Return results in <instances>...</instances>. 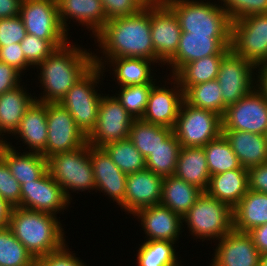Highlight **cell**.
I'll return each mask as SVG.
<instances>
[{
    "label": "cell",
    "mask_w": 267,
    "mask_h": 266,
    "mask_svg": "<svg viewBox=\"0 0 267 266\" xmlns=\"http://www.w3.org/2000/svg\"><path fill=\"white\" fill-rule=\"evenodd\" d=\"M20 17L27 34L41 39H68L59 19L57 0H22Z\"/></svg>",
    "instance_id": "5bb4252c"
},
{
    "label": "cell",
    "mask_w": 267,
    "mask_h": 266,
    "mask_svg": "<svg viewBox=\"0 0 267 266\" xmlns=\"http://www.w3.org/2000/svg\"><path fill=\"white\" fill-rule=\"evenodd\" d=\"M211 266H259L260 252L251 236L232 229L219 240Z\"/></svg>",
    "instance_id": "d6986e66"
},
{
    "label": "cell",
    "mask_w": 267,
    "mask_h": 266,
    "mask_svg": "<svg viewBox=\"0 0 267 266\" xmlns=\"http://www.w3.org/2000/svg\"><path fill=\"white\" fill-rule=\"evenodd\" d=\"M108 20L131 16L143 7L136 0H101Z\"/></svg>",
    "instance_id": "bcb514c9"
},
{
    "label": "cell",
    "mask_w": 267,
    "mask_h": 266,
    "mask_svg": "<svg viewBox=\"0 0 267 266\" xmlns=\"http://www.w3.org/2000/svg\"><path fill=\"white\" fill-rule=\"evenodd\" d=\"M47 142L41 154L47 159L69 152L87 143V136L60 103H47Z\"/></svg>",
    "instance_id": "30bf717a"
},
{
    "label": "cell",
    "mask_w": 267,
    "mask_h": 266,
    "mask_svg": "<svg viewBox=\"0 0 267 266\" xmlns=\"http://www.w3.org/2000/svg\"><path fill=\"white\" fill-rule=\"evenodd\" d=\"M143 8H150L164 3L165 0H136Z\"/></svg>",
    "instance_id": "9f6ffc18"
},
{
    "label": "cell",
    "mask_w": 267,
    "mask_h": 266,
    "mask_svg": "<svg viewBox=\"0 0 267 266\" xmlns=\"http://www.w3.org/2000/svg\"><path fill=\"white\" fill-rule=\"evenodd\" d=\"M256 67H258L259 69V74L257 79V83L256 84V88H258L262 93L263 95L267 98V62L266 63H262V64H259L257 65Z\"/></svg>",
    "instance_id": "11a10c76"
},
{
    "label": "cell",
    "mask_w": 267,
    "mask_h": 266,
    "mask_svg": "<svg viewBox=\"0 0 267 266\" xmlns=\"http://www.w3.org/2000/svg\"><path fill=\"white\" fill-rule=\"evenodd\" d=\"M163 179L147 168L127 174L124 210L134 214L139 209L160 204Z\"/></svg>",
    "instance_id": "ac0fdd59"
},
{
    "label": "cell",
    "mask_w": 267,
    "mask_h": 266,
    "mask_svg": "<svg viewBox=\"0 0 267 266\" xmlns=\"http://www.w3.org/2000/svg\"><path fill=\"white\" fill-rule=\"evenodd\" d=\"M248 183L250 190L267 193V163L248 169Z\"/></svg>",
    "instance_id": "f907efd6"
},
{
    "label": "cell",
    "mask_w": 267,
    "mask_h": 266,
    "mask_svg": "<svg viewBox=\"0 0 267 266\" xmlns=\"http://www.w3.org/2000/svg\"><path fill=\"white\" fill-rule=\"evenodd\" d=\"M61 186L48 170L37 180L21 185L18 207L56 215L70 203Z\"/></svg>",
    "instance_id": "2e32d148"
},
{
    "label": "cell",
    "mask_w": 267,
    "mask_h": 266,
    "mask_svg": "<svg viewBox=\"0 0 267 266\" xmlns=\"http://www.w3.org/2000/svg\"><path fill=\"white\" fill-rule=\"evenodd\" d=\"M222 130H238L265 135L267 132V98L257 88L227 107Z\"/></svg>",
    "instance_id": "7c38bea8"
},
{
    "label": "cell",
    "mask_w": 267,
    "mask_h": 266,
    "mask_svg": "<svg viewBox=\"0 0 267 266\" xmlns=\"http://www.w3.org/2000/svg\"><path fill=\"white\" fill-rule=\"evenodd\" d=\"M20 74L14 67L0 61V95L20 85Z\"/></svg>",
    "instance_id": "681fc988"
},
{
    "label": "cell",
    "mask_w": 267,
    "mask_h": 266,
    "mask_svg": "<svg viewBox=\"0 0 267 266\" xmlns=\"http://www.w3.org/2000/svg\"><path fill=\"white\" fill-rule=\"evenodd\" d=\"M174 175L206 192L211 175L204 147H181Z\"/></svg>",
    "instance_id": "4316f807"
},
{
    "label": "cell",
    "mask_w": 267,
    "mask_h": 266,
    "mask_svg": "<svg viewBox=\"0 0 267 266\" xmlns=\"http://www.w3.org/2000/svg\"><path fill=\"white\" fill-rule=\"evenodd\" d=\"M179 20L182 32L230 37L231 19L222 6L194 0H165Z\"/></svg>",
    "instance_id": "277c9868"
},
{
    "label": "cell",
    "mask_w": 267,
    "mask_h": 266,
    "mask_svg": "<svg viewBox=\"0 0 267 266\" xmlns=\"http://www.w3.org/2000/svg\"><path fill=\"white\" fill-rule=\"evenodd\" d=\"M0 61L14 67L20 73L23 72L22 70H26L27 67L31 66L26 61L20 43H12L0 47Z\"/></svg>",
    "instance_id": "c3c4849f"
},
{
    "label": "cell",
    "mask_w": 267,
    "mask_h": 266,
    "mask_svg": "<svg viewBox=\"0 0 267 266\" xmlns=\"http://www.w3.org/2000/svg\"><path fill=\"white\" fill-rule=\"evenodd\" d=\"M181 145L172 132L146 158V168L163 178L175 174Z\"/></svg>",
    "instance_id": "836d02e7"
},
{
    "label": "cell",
    "mask_w": 267,
    "mask_h": 266,
    "mask_svg": "<svg viewBox=\"0 0 267 266\" xmlns=\"http://www.w3.org/2000/svg\"><path fill=\"white\" fill-rule=\"evenodd\" d=\"M90 160L96 189L104 191L123 209L127 174L115 165L103 148L90 145Z\"/></svg>",
    "instance_id": "ffe728a7"
},
{
    "label": "cell",
    "mask_w": 267,
    "mask_h": 266,
    "mask_svg": "<svg viewBox=\"0 0 267 266\" xmlns=\"http://www.w3.org/2000/svg\"><path fill=\"white\" fill-rule=\"evenodd\" d=\"M100 58L94 55V66L73 85L59 102L68 110L86 136L96 126L101 103L102 96L95 91V84L98 83L100 75L104 72L102 70L105 68L104 62L101 61L102 56Z\"/></svg>",
    "instance_id": "5b68a950"
},
{
    "label": "cell",
    "mask_w": 267,
    "mask_h": 266,
    "mask_svg": "<svg viewBox=\"0 0 267 266\" xmlns=\"http://www.w3.org/2000/svg\"><path fill=\"white\" fill-rule=\"evenodd\" d=\"M61 225L54 214L13 207L9 228L37 260L65 245Z\"/></svg>",
    "instance_id": "3957f363"
},
{
    "label": "cell",
    "mask_w": 267,
    "mask_h": 266,
    "mask_svg": "<svg viewBox=\"0 0 267 266\" xmlns=\"http://www.w3.org/2000/svg\"><path fill=\"white\" fill-rule=\"evenodd\" d=\"M0 196L13 207L20 205L21 185L0 157Z\"/></svg>",
    "instance_id": "ee69618b"
},
{
    "label": "cell",
    "mask_w": 267,
    "mask_h": 266,
    "mask_svg": "<svg viewBox=\"0 0 267 266\" xmlns=\"http://www.w3.org/2000/svg\"><path fill=\"white\" fill-rule=\"evenodd\" d=\"M115 165L125 174L135 173L146 168V158L129 138L110 142L102 147Z\"/></svg>",
    "instance_id": "8d00e7d4"
},
{
    "label": "cell",
    "mask_w": 267,
    "mask_h": 266,
    "mask_svg": "<svg viewBox=\"0 0 267 266\" xmlns=\"http://www.w3.org/2000/svg\"><path fill=\"white\" fill-rule=\"evenodd\" d=\"M34 101L35 97L33 99L20 85L0 95V136L7 132L13 134L18 129L26 110ZM2 142L3 138L0 139Z\"/></svg>",
    "instance_id": "f546056e"
},
{
    "label": "cell",
    "mask_w": 267,
    "mask_h": 266,
    "mask_svg": "<svg viewBox=\"0 0 267 266\" xmlns=\"http://www.w3.org/2000/svg\"><path fill=\"white\" fill-rule=\"evenodd\" d=\"M66 248V244L36 260V266H86Z\"/></svg>",
    "instance_id": "7dc6e473"
},
{
    "label": "cell",
    "mask_w": 267,
    "mask_h": 266,
    "mask_svg": "<svg viewBox=\"0 0 267 266\" xmlns=\"http://www.w3.org/2000/svg\"><path fill=\"white\" fill-rule=\"evenodd\" d=\"M150 25L155 62L160 61L166 64L176 54L179 45L182 33L179 20L164 2L150 7Z\"/></svg>",
    "instance_id": "9a60e30c"
},
{
    "label": "cell",
    "mask_w": 267,
    "mask_h": 266,
    "mask_svg": "<svg viewBox=\"0 0 267 266\" xmlns=\"http://www.w3.org/2000/svg\"><path fill=\"white\" fill-rule=\"evenodd\" d=\"M26 35V28L20 15L0 19V47L20 43Z\"/></svg>",
    "instance_id": "f6af8a7d"
},
{
    "label": "cell",
    "mask_w": 267,
    "mask_h": 266,
    "mask_svg": "<svg viewBox=\"0 0 267 266\" xmlns=\"http://www.w3.org/2000/svg\"><path fill=\"white\" fill-rule=\"evenodd\" d=\"M222 117L210 110L193 107L184 100L173 132L181 147H204L222 134Z\"/></svg>",
    "instance_id": "ba28073f"
},
{
    "label": "cell",
    "mask_w": 267,
    "mask_h": 266,
    "mask_svg": "<svg viewBox=\"0 0 267 266\" xmlns=\"http://www.w3.org/2000/svg\"><path fill=\"white\" fill-rule=\"evenodd\" d=\"M230 50V37L182 32L176 54L167 62L174 76L185 64L211 55H225Z\"/></svg>",
    "instance_id": "e0dca14e"
},
{
    "label": "cell",
    "mask_w": 267,
    "mask_h": 266,
    "mask_svg": "<svg viewBox=\"0 0 267 266\" xmlns=\"http://www.w3.org/2000/svg\"><path fill=\"white\" fill-rule=\"evenodd\" d=\"M259 266H267V253L260 254Z\"/></svg>",
    "instance_id": "6f0895ef"
},
{
    "label": "cell",
    "mask_w": 267,
    "mask_h": 266,
    "mask_svg": "<svg viewBox=\"0 0 267 266\" xmlns=\"http://www.w3.org/2000/svg\"><path fill=\"white\" fill-rule=\"evenodd\" d=\"M173 129L162 125L148 123L142 119H134L129 131V139L139 152L147 158L153 150L164 141Z\"/></svg>",
    "instance_id": "e575fe53"
},
{
    "label": "cell",
    "mask_w": 267,
    "mask_h": 266,
    "mask_svg": "<svg viewBox=\"0 0 267 266\" xmlns=\"http://www.w3.org/2000/svg\"><path fill=\"white\" fill-rule=\"evenodd\" d=\"M240 165L246 169L267 163V140L262 134L222 130Z\"/></svg>",
    "instance_id": "cb8c5ba5"
},
{
    "label": "cell",
    "mask_w": 267,
    "mask_h": 266,
    "mask_svg": "<svg viewBox=\"0 0 267 266\" xmlns=\"http://www.w3.org/2000/svg\"><path fill=\"white\" fill-rule=\"evenodd\" d=\"M248 234L260 254L267 253V223L250 230Z\"/></svg>",
    "instance_id": "816d5d0a"
},
{
    "label": "cell",
    "mask_w": 267,
    "mask_h": 266,
    "mask_svg": "<svg viewBox=\"0 0 267 266\" xmlns=\"http://www.w3.org/2000/svg\"><path fill=\"white\" fill-rule=\"evenodd\" d=\"M0 266H36V260L9 227L0 229Z\"/></svg>",
    "instance_id": "f35d334b"
},
{
    "label": "cell",
    "mask_w": 267,
    "mask_h": 266,
    "mask_svg": "<svg viewBox=\"0 0 267 266\" xmlns=\"http://www.w3.org/2000/svg\"><path fill=\"white\" fill-rule=\"evenodd\" d=\"M211 176L241 167L237 156L223 134L204 146Z\"/></svg>",
    "instance_id": "74e56055"
},
{
    "label": "cell",
    "mask_w": 267,
    "mask_h": 266,
    "mask_svg": "<svg viewBox=\"0 0 267 266\" xmlns=\"http://www.w3.org/2000/svg\"><path fill=\"white\" fill-rule=\"evenodd\" d=\"M111 59V60H110ZM153 60L135 58V57H120L109 58V62L113 64L114 73L118 84L122 87L130 85L155 84L151 76V62Z\"/></svg>",
    "instance_id": "d6a6232c"
},
{
    "label": "cell",
    "mask_w": 267,
    "mask_h": 266,
    "mask_svg": "<svg viewBox=\"0 0 267 266\" xmlns=\"http://www.w3.org/2000/svg\"><path fill=\"white\" fill-rule=\"evenodd\" d=\"M223 9L232 21L248 15L266 14L267 0H221Z\"/></svg>",
    "instance_id": "7bdbcfd3"
},
{
    "label": "cell",
    "mask_w": 267,
    "mask_h": 266,
    "mask_svg": "<svg viewBox=\"0 0 267 266\" xmlns=\"http://www.w3.org/2000/svg\"><path fill=\"white\" fill-rule=\"evenodd\" d=\"M141 219L142 228L149 240L175 242L181 230L182 217L162 204L145 207L133 216Z\"/></svg>",
    "instance_id": "7402d4cb"
},
{
    "label": "cell",
    "mask_w": 267,
    "mask_h": 266,
    "mask_svg": "<svg viewBox=\"0 0 267 266\" xmlns=\"http://www.w3.org/2000/svg\"><path fill=\"white\" fill-rule=\"evenodd\" d=\"M180 87L183 89V99L187 104L210 110L221 117L224 116L227 107L222 100V91L216 79L193 86Z\"/></svg>",
    "instance_id": "1f68e13d"
},
{
    "label": "cell",
    "mask_w": 267,
    "mask_h": 266,
    "mask_svg": "<svg viewBox=\"0 0 267 266\" xmlns=\"http://www.w3.org/2000/svg\"><path fill=\"white\" fill-rule=\"evenodd\" d=\"M201 194L202 191L196 186L175 175H171L163 179L160 204L183 218Z\"/></svg>",
    "instance_id": "4dcf8cb0"
},
{
    "label": "cell",
    "mask_w": 267,
    "mask_h": 266,
    "mask_svg": "<svg viewBox=\"0 0 267 266\" xmlns=\"http://www.w3.org/2000/svg\"><path fill=\"white\" fill-rule=\"evenodd\" d=\"M155 84L130 85L121 87L117 100L134 119H142L149 94Z\"/></svg>",
    "instance_id": "b9f144b4"
},
{
    "label": "cell",
    "mask_w": 267,
    "mask_h": 266,
    "mask_svg": "<svg viewBox=\"0 0 267 266\" xmlns=\"http://www.w3.org/2000/svg\"><path fill=\"white\" fill-rule=\"evenodd\" d=\"M47 133V103L34 101L13 134L20 135L24 144L31 148L29 151L41 153L46 147Z\"/></svg>",
    "instance_id": "f1b7e54d"
},
{
    "label": "cell",
    "mask_w": 267,
    "mask_h": 266,
    "mask_svg": "<svg viewBox=\"0 0 267 266\" xmlns=\"http://www.w3.org/2000/svg\"><path fill=\"white\" fill-rule=\"evenodd\" d=\"M171 77L175 80L174 84H177L174 87L176 90L154 85L149 94L148 103L142 117L143 121L174 128L184 99L183 89L180 87L179 81L174 76Z\"/></svg>",
    "instance_id": "44dd1931"
},
{
    "label": "cell",
    "mask_w": 267,
    "mask_h": 266,
    "mask_svg": "<svg viewBox=\"0 0 267 266\" xmlns=\"http://www.w3.org/2000/svg\"><path fill=\"white\" fill-rule=\"evenodd\" d=\"M47 170L69 200L70 189L73 191L96 189L88 143L75 150L57 153L47 158Z\"/></svg>",
    "instance_id": "8992f818"
},
{
    "label": "cell",
    "mask_w": 267,
    "mask_h": 266,
    "mask_svg": "<svg viewBox=\"0 0 267 266\" xmlns=\"http://www.w3.org/2000/svg\"><path fill=\"white\" fill-rule=\"evenodd\" d=\"M230 49L255 66L267 62V13L231 22Z\"/></svg>",
    "instance_id": "9c48e42d"
},
{
    "label": "cell",
    "mask_w": 267,
    "mask_h": 266,
    "mask_svg": "<svg viewBox=\"0 0 267 266\" xmlns=\"http://www.w3.org/2000/svg\"><path fill=\"white\" fill-rule=\"evenodd\" d=\"M174 242L149 240L144 242L137 255L138 266H176L178 260L173 247Z\"/></svg>",
    "instance_id": "ab89813d"
},
{
    "label": "cell",
    "mask_w": 267,
    "mask_h": 266,
    "mask_svg": "<svg viewBox=\"0 0 267 266\" xmlns=\"http://www.w3.org/2000/svg\"><path fill=\"white\" fill-rule=\"evenodd\" d=\"M13 206L0 196V229L9 227Z\"/></svg>",
    "instance_id": "db71d44e"
},
{
    "label": "cell",
    "mask_w": 267,
    "mask_h": 266,
    "mask_svg": "<svg viewBox=\"0 0 267 266\" xmlns=\"http://www.w3.org/2000/svg\"><path fill=\"white\" fill-rule=\"evenodd\" d=\"M69 44L57 48L37 65L42 70L39 77L45 93L40 99L36 97L35 101L59 103L73 85L94 66L92 53Z\"/></svg>",
    "instance_id": "7a4b0ae2"
},
{
    "label": "cell",
    "mask_w": 267,
    "mask_h": 266,
    "mask_svg": "<svg viewBox=\"0 0 267 266\" xmlns=\"http://www.w3.org/2000/svg\"><path fill=\"white\" fill-rule=\"evenodd\" d=\"M233 229L248 233L267 223V193L248 189L242 199L232 208Z\"/></svg>",
    "instance_id": "83f0119b"
},
{
    "label": "cell",
    "mask_w": 267,
    "mask_h": 266,
    "mask_svg": "<svg viewBox=\"0 0 267 266\" xmlns=\"http://www.w3.org/2000/svg\"><path fill=\"white\" fill-rule=\"evenodd\" d=\"M133 120L115 95L102 96L97 123L87 136V143L92 147L102 148L110 142L126 139Z\"/></svg>",
    "instance_id": "8fae6325"
},
{
    "label": "cell",
    "mask_w": 267,
    "mask_h": 266,
    "mask_svg": "<svg viewBox=\"0 0 267 266\" xmlns=\"http://www.w3.org/2000/svg\"><path fill=\"white\" fill-rule=\"evenodd\" d=\"M59 19L67 32V19H75L86 25L96 36L104 27L108 19L101 0H57Z\"/></svg>",
    "instance_id": "603a6c76"
},
{
    "label": "cell",
    "mask_w": 267,
    "mask_h": 266,
    "mask_svg": "<svg viewBox=\"0 0 267 266\" xmlns=\"http://www.w3.org/2000/svg\"><path fill=\"white\" fill-rule=\"evenodd\" d=\"M224 55H211L185 64L174 77L180 86H193L215 80Z\"/></svg>",
    "instance_id": "d590c367"
},
{
    "label": "cell",
    "mask_w": 267,
    "mask_h": 266,
    "mask_svg": "<svg viewBox=\"0 0 267 266\" xmlns=\"http://www.w3.org/2000/svg\"><path fill=\"white\" fill-rule=\"evenodd\" d=\"M22 0H0V19L20 15Z\"/></svg>",
    "instance_id": "f5cc1de1"
},
{
    "label": "cell",
    "mask_w": 267,
    "mask_h": 266,
    "mask_svg": "<svg viewBox=\"0 0 267 266\" xmlns=\"http://www.w3.org/2000/svg\"><path fill=\"white\" fill-rule=\"evenodd\" d=\"M182 221L187 223L193 236L219 240L233 229V211L227 203L202 192Z\"/></svg>",
    "instance_id": "52a82bcc"
},
{
    "label": "cell",
    "mask_w": 267,
    "mask_h": 266,
    "mask_svg": "<svg viewBox=\"0 0 267 266\" xmlns=\"http://www.w3.org/2000/svg\"><path fill=\"white\" fill-rule=\"evenodd\" d=\"M95 37L107 60L135 57L155 62V51L151 39L150 8H142L131 16L108 20Z\"/></svg>",
    "instance_id": "6da1fadb"
},
{
    "label": "cell",
    "mask_w": 267,
    "mask_h": 266,
    "mask_svg": "<svg viewBox=\"0 0 267 266\" xmlns=\"http://www.w3.org/2000/svg\"><path fill=\"white\" fill-rule=\"evenodd\" d=\"M5 141L0 143V157L20 185L39 179L47 171V159L41 153L23 152L20 155L15 147Z\"/></svg>",
    "instance_id": "d4e9b609"
},
{
    "label": "cell",
    "mask_w": 267,
    "mask_h": 266,
    "mask_svg": "<svg viewBox=\"0 0 267 266\" xmlns=\"http://www.w3.org/2000/svg\"><path fill=\"white\" fill-rule=\"evenodd\" d=\"M249 189L248 169L240 167L210 177L206 193L233 208Z\"/></svg>",
    "instance_id": "484cf974"
},
{
    "label": "cell",
    "mask_w": 267,
    "mask_h": 266,
    "mask_svg": "<svg viewBox=\"0 0 267 266\" xmlns=\"http://www.w3.org/2000/svg\"><path fill=\"white\" fill-rule=\"evenodd\" d=\"M67 43V39H41L31 34H27L20 42L26 61L31 66H37L57 48Z\"/></svg>",
    "instance_id": "60d3db41"
},
{
    "label": "cell",
    "mask_w": 267,
    "mask_h": 266,
    "mask_svg": "<svg viewBox=\"0 0 267 266\" xmlns=\"http://www.w3.org/2000/svg\"><path fill=\"white\" fill-rule=\"evenodd\" d=\"M256 66L231 49L223 56L216 80L220 84L222 100L226 107L235 104L256 87L253 70ZM253 69V70H252Z\"/></svg>",
    "instance_id": "4fadbf2b"
}]
</instances>
